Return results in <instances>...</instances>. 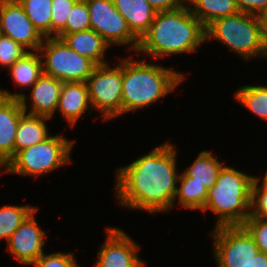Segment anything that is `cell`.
Here are the masks:
<instances>
[{
    "label": "cell",
    "instance_id": "cell-20",
    "mask_svg": "<svg viewBox=\"0 0 267 267\" xmlns=\"http://www.w3.org/2000/svg\"><path fill=\"white\" fill-rule=\"evenodd\" d=\"M191 13L207 27L215 19L239 13L236 0H189Z\"/></svg>",
    "mask_w": 267,
    "mask_h": 267
},
{
    "label": "cell",
    "instance_id": "cell-28",
    "mask_svg": "<svg viewBox=\"0 0 267 267\" xmlns=\"http://www.w3.org/2000/svg\"><path fill=\"white\" fill-rule=\"evenodd\" d=\"M78 0H52L51 37H56L67 24L68 17Z\"/></svg>",
    "mask_w": 267,
    "mask_h": 267
},
{
    "label": "cell",
    "instance_id": "cell-7",
    "mask_svg": "<svg viewBox=\"0 0 267 267\" xmlns=\"http://www.w3.org/2000/svg\"><path fill=\"white\" fill-rule=\"evenodd\" d=\"M39 52L45 58L43 73L62 82H86L96 66L57 37H45Z\"/></svg>",
    "mask_w": 267,
    "mask_h": 267
},
{
    "label": "cell",
    "instance_id": "cell-8",
    "mask_svg": "<svg viewBox=\"0 0 267 267\" xmlns=\"http://www.w3.org/2000/svg\"><path fill=\"white\" fill-rule=\"evenodd\" d=\"M86 83L91 109L101 112L104 121L123 114L122 60L111 68L109 63L96 65Z\"/></svg>",
    "mask_w": 267,
    "mask_h": 267
},
{
    "label": "cell",
    "instance_id": "cell-25",
    "mask_svg": "<svg viewBox=\"0 0 267 267\" xmlns=\"http://www.w3.org/2000/svg\"><path fill=\"white\" fill-rule=\"evenodd\" d=\"M234 97L251 113L267 121V86L245 85L235 92Z\"/></svg>",
    "mask_w": 267,
    "mask_h": 267
},
{
    "label": "cell",
    "instance_id": "cell-6",
    "mask_svg": "<svg viewBox=\"0 0 267 267\" xmlns=\"http://www.w3.org/2000/svg\"><path fill=\"white\" fill-rule=\"evenodd\" d=\"M76 141L63 135L49 136L44 141L18 151L3 167V173L39 177L71 163L70 154Z\"/></svg>",
    "mask_w": 267,
    "mask_h": 267
},
{
    "label": "cell",
    "instance_id": "cell-31",
    "mask_svg": "<svg viewBox=\"0 0 267 267\" xmlns=\"http://www.w3.org/2000/svg\"><path fill=\"white\" fill-rule=\"evenodd\" d=\"M259 180L255 177L252 184L250 215L267 219V187L259 186Z\"/></svg>",
    "mask_w": 267,
    "mask_h": 267
},
{
    "label": "cell",
    "instance_id": "cell-27",
    "mask_svg": "<svg viewBox=\"0 0 267 267\" xmlns=\"http://www.w3.org/2000/svg\"><path fill=\"white\" fill-rule=\"evenodd\" d=\"M90 30L89 9L86 1H77L68 17L66 27L59 34Z\"/></svg>",
    "mask_w": 267,
    "mask_h": 267
},
{
    "label": "cell",
    "instance_id": "cell-1",
    "mask_svg": "<svg viewBox=\"0 0 267 267\" xmlns=\"http://www.w3.org/2000/svg\"><path fill=\"white\" fill-rule=\"evenodd\" d=\"M170 142L156 146L148 154L116 172L119 205L150 213L170 211L177 200V156Z\"/></svg>",
    "mask_w": 267,
    "mask_h": 267
},
{
    "label": "cell",
    "instance_id": "cell-10",
    "mask_svg": "<svg viewBox=\"0 0 267 267\" xmlns=\"http://www.w3.org/2000/svg\"><path fill=\"white\" fill-rule=\"evenodd\" d=\"M86 3L91 30L97 32L110 46L129 44L131 51H137L139 39L131 32L113 0H87Z\"/></svg>",
    "mask_w": 267,
    "mask_h": 267
},
{
    "label": "cell",
    "instance_id": "cell-36",
    "mask_svg": "<svg viewBox=\"0 0 267 267\" xmlns=\"http://www.w3.org/2000/svg\"><path fill=\"white\" fill-rule=\"evenodd\" d=\"M258 18L262 29V35L267 45V7L258 15Z\"/></svg>",
    "mask_w": 267,
    "mask_h": 267
},
{
    "label": "cell",
    "instance_id": "cell-30",
    "mask_svg": "<svg viewBox=\"0 0 267 267\" xmlns=\"http://www.w3.org/2000/svg\"><path fill=\"white\" fill-rule=\"evenodd\" d=\"M242 226L252 236L259 251L267 254V219L250 215Z\"/></svg>",
    "mask_w": 267,
    "mask_h": 267
},
{
    "label": "cell",
    "instance_id": "cell-19",
    "mask_svg": "<svg viewBox=\"0 0 267 267\" xmlns=\"http://www.w3.org/2000/svg\"><path fill=\"white\" fill-rule=\"evenodd\" d=\"M45 116L31 115L24 113L18 124L15 137V154L18 151L29 148L48 138V129Z\"/></svg>",
    "mask_w": 267,
    "mask_h": 267
},
{
    "label": "cell",
    "instance_id": "cell-3",
    "mask_svg": "<svg viewBox=\"0 0 267 267\" xmlns=\"http://www.w3.org/2000/svg\"><path fill=\"white\" fill-rule=\"evenodd\" d=\"M131 58L122 59L123 114L149 107L186 79L181 72Z\"/></svg>",
    "mask_w": 267,
    "mask_h": 267
},
{
    "label": "cell",
    "instance_id": "cell-12",
    "mask_svg": "<svg viewBox=\"0 0 267 267\" xmlns=\"http://www.w3.org/2000/svg\"><path fill=\"white\" fill-rule=\"evenodd\" d=\"M107 238L97 254L95 267H143L140 247L122 229L106 227Z\"/></svg>",
    "mask_w": 267,
    "mask_h": 267
},
{
    "label": "cell",
    "instance_id": "cell-14",
    "mask_svg": "<svg viewBox=\"0 0 267 267\" xmlns=\"http://www.w3.org/2000/svg\"><path fill=\"white\" fill-rule=\"evenodd\" d=\"M34 210L13 232L7 242L8 252L23 265L32 264L44 253L45 231L37 225Z\"/></svg>",
    "mask_w": 267,
    "mask_h": 267
},
{
    "label": "cell",
    "instance_id": "cell-17",
    "mask_svg": "<svg viewBox=\"0 0 267 267\" xmlns=\"http://www.w3.org/2000/svg\"><path fill=\"white\" fill-rule=\"evenodd\" d=\"M72 50L89 58L96 65L107 64L104 57L110 45L94 30L58 34Z\"/></svg>",
    "mask_w": 267,
    "mask_h": 267
},
{
    "label": "cell",
    "instance_id": "cell-24",
    "mask_svg": "<svg viewBox=\"0 0 267 267\" xmlns=\"http://www.w3.org/2000/svg\"><path fill=\"white\" fill-rule=\"evenodd\" d=\"M27 17L45 37H51L52 0H17Z\"/></svg>",
    "mask_w": 267,
    "mask_h": 267
},
{
    "label": "cell",
    "instance_id": "cell-16",
    "mask_svg": "<svg viewBox=\"0 0 267 267\" xmlns=\"http://www.w3.org/2000/svg\"><path fill=\"white\" fill-rule=\"evenodd\" d=\"M91 108L86 82H63L57 111L74 127L83 113Z\"/></svg>",
    "mask_w": 267,
    "mask_h": 267
},
{
    "label": "cell",
    "instance_id": "cell-13",
    "mask_svg": "<svg viewBox=\"0 0 267 267\" xmlns=\"http://www.w3.org/2000/svg\"><path fill=\"white\" fill-rule=\"evenodd\" d=\"M63 82L43 73L37 82L31 87L30 102L31 109L28 110L27 96L24 93H11L0 89V96L5 98H16L20 100L24 112L31 115L52 118L57 111L59 97Z\"/></svg>",
    "mask_w": 267,
    "mask_h": 267
},
{
    "label": "cell",
    "instance_id": "cell-18",
    "mask_svg": "<svg viewBox=\"0 0 267 267\" xmlns=\"http://www.w3.org/2000/svg\"><path fill=\"white\" fill-rule=\"evenodd\" d=\"M131 32L140 40L153 22L156 11L146 0H113Z\"/></svg>",
    "mask_w": 267,
    "mask_h": 267
},
{
    "label": "cell",
    "instance_id": "cell-2",
    "mask_svg": "<svg viewBox=\"0 0 267 267\" xmlns=\"http://www.w3.org/2000/svg\"><path fill=\"white\" fill-rule=\"evenodd\" d=\"M205 41L206 27L184 6L157 12L136 52L153 58L193 53Z\"/></svg>",
    "mask_w": 267,
    "mask_h": 267
},
{
    "label": "cell",
    "instance_id": "cell-26",
    "mask_svg": "<svg viewBox=\"0 0 267 267\" xmlns=\"http://www.w3.org/2000/svg\"><path fill=\"white\" fill-rule=\"evenodd\" d=\"M30 205L10 206L4 205L0 208V239L8 242L13 232L36 210Z\"/></svg>",
    "mask_w": 267,
    "mask_h": 267
},
{
    "label": "cell",
    "instance_id": "cell-22",
    "mask_svg": "<svg viewBox=\"0 0 267 267\" xmlns=\"http://www.w3.org/2000/svg\"><path fill=\"white\" fill-rule=\"evenodd\" d=\"M223 163L217 160L211 151H201L190 167L183 172L193 178V182L205 185L206 189H211L215 184L218 174L223 167Z\"/></svg>",
    "mask_w": 267,
    "mask_h": 267
},
{
    "label": "cell",
    "instance_id": "cell-21",
    "mask_svg": "<svg viewBox=\"0 0 267 267\" xmlns=\"http://www.w3.org/2000/svg\"><path fill=\"white\" fill-rule=\"evenodd\" d=\"M43 59L40 52L27 51L10 68L12 80L19 87H32L43 74Z\"/></svg>",
    "mask_w": 267,
    "mask_h": 267
},
{
    "label": "cell",
    "instance_id": "cell-32",
    "mask_svg": "<svg viewBox=\"0 0 267 267\" xmlns=\"http://www.w3.org/2000/svg\"><path fill=\"white\" fill-rule=\"evenodd\" d=\"M72 253L42 254L32 265L35 267H79Z\"/></svg>",
    "mask_w": 267,
    "mask_h": 267
},
{
    "label": "cell",
    "instance_id": "cell-29",
    "mask_svg": "<svg viewBox=\"0 0 267 267\" xmlns=\"http://www.w3.org/2000/svg\"><path fill=\"white\" fill-rule=\"evenodd\" d=\"M27 50L13 39L0 33V65L10 68Z\"/></svg>",
    "mask_w": 267,
    "mask_h": 267
},
{
    "label": "cell",
    "instance_id": "cell-11",
    "mask_svg": "<svg viewBox=\"0 0 267 267\" xmlns=\"http://www.w3.org/2000/svg\"><path fill=\"white\" fill-rule=\"evenodd\" d=\"M0 33L13 39L27 51H39L44 40L17 0H0Z\"/></svg>",
    "mask_w": 267,
    "mask_h": 267
},
{
    "label": "cell",
    "instance_id": "cell-33",
    "mask_svg": "<svg viewBox=\"0 0 267 267\" xmlns=\"http://www.w3.org/2000/svg\"><path fill=\"white\" fill-rule=\"evenodd\" d=\"M240 12L259 15L266 7L267 0H236Z\"/></svg>",
    "mask_w": 267,
    "mask_h": 267
},
{
    "label": "cell",
    "instance_id": "cell-35",
    "mask_svg": "<svg viewBox=\"0 0 267 267\" xmlns=\"http://www.w3.org/2000/svg\"><path fill=\"white\" fill-rule=\"evenodd\" d=\"M246 267H267V254L259 251Z\"/></svg>",
    "mask_w": 267,
    "mask_h": 267
},
{
    "label": "cell",
    "instance_id": "cell-34",
    "mask_svg": "<svg viewBox=\"0 0 267 267\" xmlns=\"http://www.w3.org/2000/svg\"><path fill=\"white\" fill-rule=\"evenodd\" d=\"M156 12L168 11L188 6L189 0H146ZM186 3V4H184Z\"/></svg>",
    "mask_w": 267,
    "mask_h": 267
},
{
    "label": "cell",
    "instance_id": "cell-23",
    "mask_svg": "<svg viewBox=\"0 0 267 267\" xmlns=\"http://www.w3.org/2000/svg\"><path fill=\"white\" fill-rule=\"evenodd\" d=\"M177 183V193L175 197L179 200V205L186 209L201 211L205 207L207 189L205 185L193 182V178L188 177L183 171L179 174Z\"/></svg>",
    "mask_w": 267,
    "mask_h": 267
},
{
    "label": "cell",
    "instance_id": "cell-9",
    "mask_svg": "<svg viewBox=\"0 0 267 267\" xmlns=\"http://www.w3.org/2000/svg\"><path fill=\"white\" fill-rule=\"evenodd\" d=\"M218 267H246L259 249L242 225L219 226L211 231Z\"/></svg>",
    "mask_w": 267,
    "mask_h": 267
},
{
    "label": "cell",
    "instance_id": "cell-37",
    "mask_svg": "<svg viewBox=\"0 0 267 267\" xmlns=\"http://www.w3.org/2000/svg\"><path fill=\"white\" fill-rule=\"evenodd\" d=\"M262 181H263L262 185L265 186V187H267V171H266V173H265L264 178H263Z\"/></svg>",
    "mask_w": 267,
    "mask_h": 267
},
{
    "label": "cell",
    "instance_id": "cell-5",
    "mask_svg": "<svg viewBox=\"0 0 267 267\" xmlns=\"http://www.w3.org/2000/svg\"><path fill=\"white\" fill-rule=\"evenodd\" d=\"M215 39L249 60L259 55L267 59V45L258 15L239 12L215 19L206 27V40Z\"/></svg>",
    "mask_w": 267,
    "mask_h": 267
},
{
    "label": "cell",
    "instance_id": "cell-4",
    "mask_svg": "<svg viewBox=\"0 0 267 267\" xmlns=\"http://www.w3.org/2000/svg\"><path fill=\"white\" fill-rule=\"evenodd\" d=\"M255 176L223 166L216 184L207 191L202 212L218 215L215 227L242 225L250 216L252 184Z\"/></svg>",
    "mask_w": 267,
    "mask_h": 267
},
{
    "label": "cell",
    "instance_id": "cell-15",
    "mask_svg": "<svg viewBox=\"0 0 267 267\" xmlns=\"http://www.w3.org/2000/svg\"><path fill=\"white\" fill-rule=\"evenodd\" d=\"M24 109L19 99L0 96V166L15 155V137Z\"/></svg>",
    "mask_w": 267,
    "mask_h": 267
}]
</instances>
